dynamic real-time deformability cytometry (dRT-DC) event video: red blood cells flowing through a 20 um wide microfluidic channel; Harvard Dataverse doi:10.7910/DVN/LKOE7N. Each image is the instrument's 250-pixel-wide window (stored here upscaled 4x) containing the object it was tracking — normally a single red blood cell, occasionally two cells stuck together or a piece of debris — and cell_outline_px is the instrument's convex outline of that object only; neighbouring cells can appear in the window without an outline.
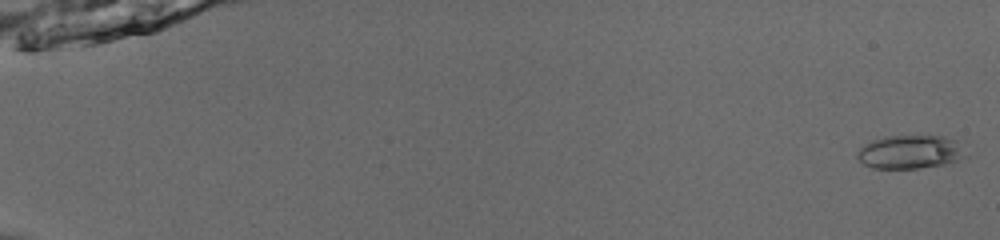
{"species": "common noctule bat (a hibernating species)", "species_latin": "Nyctalus noctula", "temperature_condition": "room temperature", "stored_images_in_passage": 53, "camera_frame_rate_fps": 3000, "um_per_image_px": 0.085, "animal": {"sex": "male", "body_mass_g": 13.0, "forearm_length_mm": 53.1}, "frame": {"image": 1, "passage_image": 1, "time_ms": 0.0, "image_size_px": [1000, 240], "cell_outline_px": [[968, 156], [944, 164], [920, 168], [872, 168], [864, 164], [856, 156], [860, 148], [864, 144], [872, 140], [884, 136], [944, 136], [964, 140]], "centroid_in_image_um": [77.47, 12.89], "position_along_channel_um": 7.5, "area_um2": 21.68}}
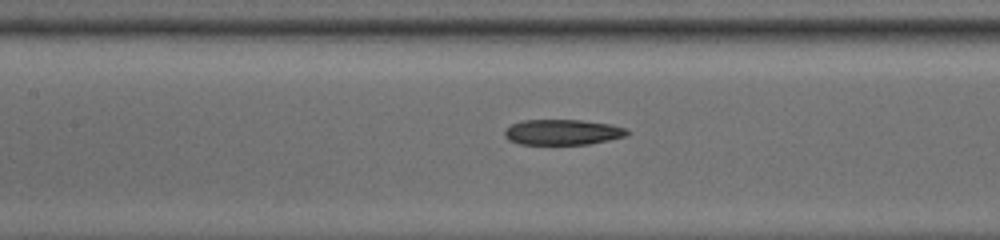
{"frame": {"image": 2, "passage_image": 27, "time_ms": 8.667, "image_size_px": [1000, 240], "cell_outline_px": [[632, 132], [628, 136], [588, 144], [520, 144], [508, 140], [504, 136], [504, 132], [512, 124], [520, 120], [580, 120], [612, 124], [624, 128]], "centroid_in_image_um": [47.84, 11.23], "position_along_channel_um": 159.6, "area_um2": 18.26}}
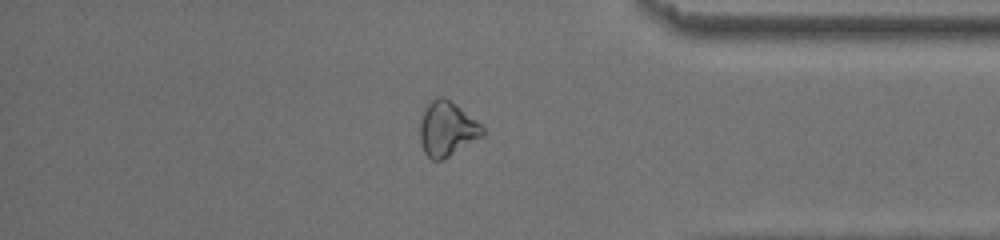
{"frame": {"image": 3, "passage_image": 46, "time_ms": 15.0, "image_size_px": [1000, 240], "cell_outline_px": [[484, 136], [444, 160], [432, 160], [424, 152], [420, 140], [420, 120], [428, 104], [436, 96], [444, 96], [456, 104], [480, 124], [484, 128]], "centroid_in_image_um": [38.0, 10.97], "position_along_channel_um": 397.2, "area_um2": 20.0}}